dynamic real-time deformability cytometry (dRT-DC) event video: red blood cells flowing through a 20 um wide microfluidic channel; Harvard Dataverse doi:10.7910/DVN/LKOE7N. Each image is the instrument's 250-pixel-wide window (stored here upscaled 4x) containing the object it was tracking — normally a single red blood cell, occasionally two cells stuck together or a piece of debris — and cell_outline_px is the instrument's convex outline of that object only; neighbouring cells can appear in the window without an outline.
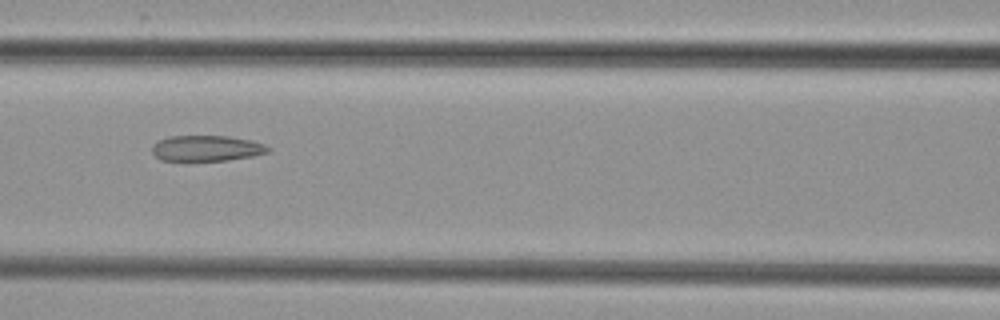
{"species": "common noctule bat (a hibernating species)", "species_latin": "Nyctalus noctula", "temperature_condition": "cold", "stored_images_in_passage": 8, "camera_frame_rate_fps": 3000, "um_per_image_px": 0.085, "animal": {"sex": "female", "body_mass_g": 29.2, "forearm_length_mm": 56.3}, "frame": {"image": 1, "passage_image": 7, "time_ms": 7.0, "image_size_px": [1000, 320], "cell_outline_px": [[272, 148], [268, 152], [252, 156], [228, 160], [160, 160], [152, 152], [152, 144], [168, 136], [228, 136], [252, 140], [264, 144]], "centroid_in_image_um": [17.57, 12.59], "position_along_channel_um": 149.0, "area_um2": 17.34}}
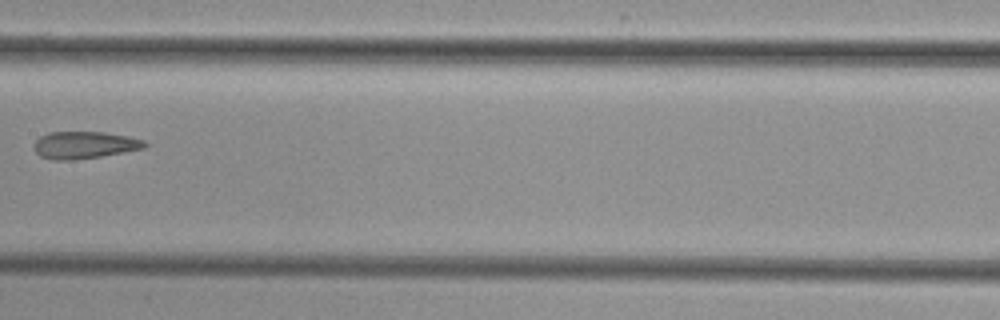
{"frame": {"image": 2, "passage_image": 8, "time_ms": 8.333, "image_size_px": [1000, 320], "cell_outline_px": [[148, 144], [144, 148], [124, 152], [100, 156], [72, 160], [52, 160], [40, 156], [32, 148], [32, 144], [40, 136], [48, 132], [104, 132], [128, 136], [144, 140]], "centroid_in_image_um": [7.13, 12.32], "position_along_channel_um": 200.3, "area_um2": 17.63}}